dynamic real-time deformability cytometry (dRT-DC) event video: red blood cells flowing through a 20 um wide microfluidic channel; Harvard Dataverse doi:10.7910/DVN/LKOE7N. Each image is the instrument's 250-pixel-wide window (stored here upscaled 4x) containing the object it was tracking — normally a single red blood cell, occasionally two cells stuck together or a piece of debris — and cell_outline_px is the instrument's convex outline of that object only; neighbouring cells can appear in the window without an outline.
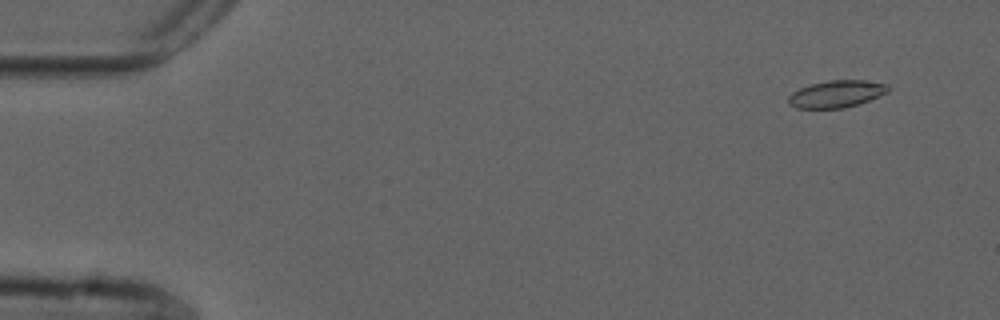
{"species": "common noctule bat (a hibernating species)", "species_latin": "Nyctalus noctula", "temperature_condition": "cold", "stored_images_in_passage": 21, "camera_frame_rate_fps": 3000, "um_per_image_px": 0.085, "animal": {"sex": "male", "forearm_length_mm": 52.5}, "frame": {"image": 1, "passage_image": 5, "time_ms": 1.333, "image_size_px": [1000, 320], "cell_outline_px": [[892, 88], [888, 92], [868, 100], [844, 108], [796, 108], [788, 104], [788, 96], [792, 92], [808, 84], [828, 80], [864, 80], [888, 84]], "centroid_in_image_um": [71.08, 7.97], "position_along_channel_um": 13.9, "area_um2": 15.84}}
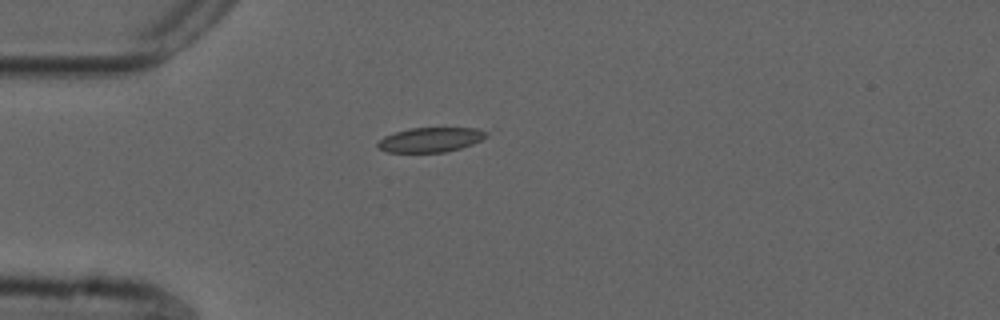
{"frame": {"image": 2, "passage_image": 16, "time_ms": 5.0, "image_size_px": [1000, 320], "cell_outline_px": [[488, 136], [472, 144], [460, 148], [444, 152], [384, 152], [376, 148], [376, 144], [384, 136], [408, 128], [476, 128], [488, 132]], "centroid_in_image_um": [36.56, 11.88], "position_along_channel_um": 48.4, "area_um2": 15.61}}
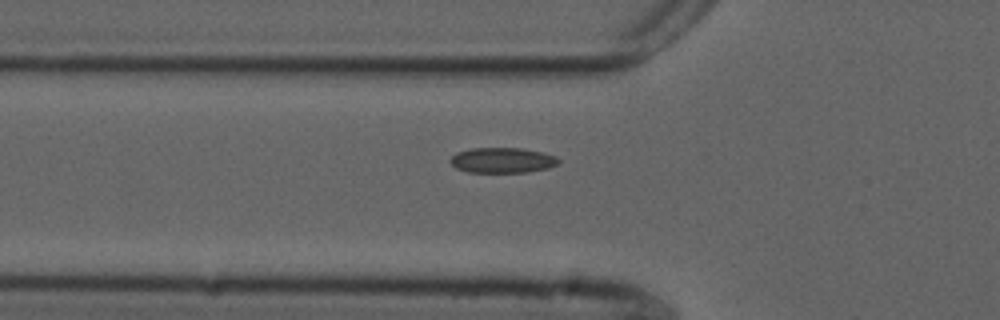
{"frame": {"image": 3, "passage_image": 20, "time_ms": 6.333, "image_size_px": [1000, 320], "cell_outline_px": [[560, 164], [548, 168], [528, 172], [468, 172], [456, 168], [448, 160], [456, 152], [472, 148], [524, 148], [544, 152], [556, 156], [560, 160]], "centroid_in_image_um": [42.73, 13.61], "position_along_channel_um": 83.1, "area_um2": 16.18}}